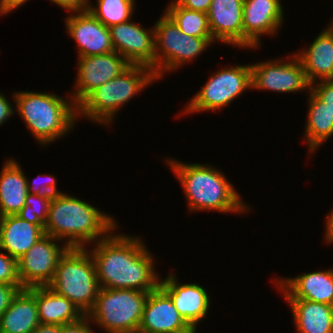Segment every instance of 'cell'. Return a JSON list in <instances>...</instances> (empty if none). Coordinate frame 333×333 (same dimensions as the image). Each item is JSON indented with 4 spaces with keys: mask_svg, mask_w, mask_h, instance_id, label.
<instances>
[{
    "mask_svg": "<svg viewBox=\"0 0 333 333\" xmlns=\"http://www.w3.org/2000/svg\"><path fill=\"white\" fill-rule=\"evenodd\" d=\"M117 228L86 247L94 261L100 287L143 292L157 289L161 275L155 269L156 255L147 249L143 237L117 232Z\"/></svg>",
    "mask_w": 333,
    "mask_h": 333,
    "instance_id": "1",
    "label": "cell"
},
{
    "mask_svg": "<svg viewBox=\"0 0 333 333\" xmlns=\"http://www.w3.org/2000/svg\"><path fill=\"white\" fill-rule=\"evenodd\" d=\"M164 160L181 184L189 213L216 211L246 215L253 211V207L242 200L236 186L230 183L218 167L208 163L182 162L176 157H167Z\"/></svg>",
    "mask_w": 333,
    "mask_h": 333,
    "instance_id": "2",
    "label": "cell"
},
{
    "mask_svg": "<svg viewBox=\"0 0 333 333\" xmlns=\"http://www.w3.org/2000/svg\"><path fill=\"white\" fill-rule=\"evenodd\" d=\"M62 193L50 203L44 232L69 247L86 248L106 238L119 226L114 216L92 203Z\"/></svg>",
    "mask_w": 333,
    "mask_h": 333,
    "instance_id": "3",
    "label": "cell"
},
{
    "mask_svg": "<svg viewBox=\"0 0 333 333\" xmlns=\"http://www.w3.org/2000/svg\"><path fill=\"white\" fill-rule=\"evenodd\" d=\"M56 93L14 90L15 114L25 123L38 145L46 147L67 136L77 123V106L67 92Z\"/></svg>",
    "mask_w": 333,
    "mask_h": 333,
    "instance_id": "4",
    "label": "cell"
},
{
    "mask_svg": "<svg viewBox=\"0 0 333 333\" xmlns=\"http://www.w3.org/2000/svg\"><path fill=\"white\" fill-rule=\"evenodd\" d=\"M157 81L155 72L149 67L131 65L116 78L90 92L77 105V120L83 117L81 119L110 127L125 103Z\"/></svg>",
    "mask_w": 333,
    "mask_h": 333,
    "instance_id": "5",
    "label": "cell"
},
{
    "mask_svg": "<svg viewBox=\"0 0 333 333\" xmlns=\"http://www.w3.org/2000/svg\"><path fill=\"white\" fill-rule=\"evenodd\" d=\"M47 286L87 315L93 309L101 288L89 250L70 247L61 257L56 273Z\"/></svg>",
    "mask_w": 333,
    "mask_h": 333,
    "instance_id": "6",
    "label": "cell"
},
{
    "mask_svg": "<svg viewBox=\"0 0 333 333\" xmlns=\"http://www.w3.org/2000/svg\"><path fill=\"white\" fill-rule=\"evenodd\" d=\"M155 74L158 80L193 62L214 45L212 37H193L181 32L163 11L154 23ZM196 58V59H195Z\"/></svg>",
    "mask_w": 333,
    "mask_h": 333,
    "instance_id": "7",
    "label": "cell"
},
{
    "mask_svg": "<svg viewBox=\"0 0 333 333\" xmlns=\"http://www.w3.org/2000/svg\"><path fill=\"white\" fill-rule=\"evenodd\" d=\"M148 294L134 289L100 288L87 316L105 333H138Z\"/></svg>",
    "mask_w": 333,
    "mask_h": 333,
    "instance_id": "8",
    "label": "cell"
},
{
    "mask_svg": "<svg viewBox=\"0 0 333 333\" xmlns=\"http://www.w3.org/2000/svg\"><path fill=\"white\" fill-rule=\"evenodd\" d=\"M249 90H252L251 64L224 66L208 76L205 84L177 115L221 111Z\"/></svg>",
    "mask_w": 333,
    "mask_h": 333,
    "instance_id": "9",
    "label": "cell"
},
{
    "mask_svg": "<svg viewBox=\"0 0 333 333\" xmlns=\"http://www.w3.org/2000/svg\"><path fill=\"white\" fill-rule=\"evenodd\" d=\"M250 64L253 90H268L282 94L304 90L307 94L310 91V83L295 52L284 58H273Z\"/></svg>",
    "mask_w": 333,
    "mask_h": 333,
    "instance_id": "10",
    "label": "cell"
},
{
    "mask_svg": "<svg viewBox=\"0 0 333 333\" xmlns=\"http://www.w3.org/2000/svg\"><path fill=\"white\" fill-rule=\"evenodd\" d=\"M69 248L61 240L45 234L17 261L21 286H47L56 273L61 257Z\"/></svg>",
    "mask_w": 333,
    "mask_h": 333,
    "instance_id": "11",
    "label": "cell"
},
{
    "mask_svg": "<svg viewBox=\"0 0 333 333\" xmlns=\"http://www.w3.org/2000/svg\"><path fill=\"white\" fill-rule=\"evenodd\" d=\"M74 90L68 92L77 106L90 92L116 78L131 64L116 51L95 56L77 57Z\"/></svg>",
    "mask_w": 333,
    "mask_h": 333,
    "instance_id": "12",
    "label": "cell"
},
{
    "mask_svg": "<svg viewBox=\"0 0 333 333\" xmlns=\"http://www.w3.org/2000/svg\"><path fill=\"white\" fill-rule=\"evenodd\" d=\"M284 18L281 0H244L243 49L257 50L264 35L278 36Z\"/></svg>",
    "mask_w": 333,
    "mask_h": 333,
    "instance_id": "13",
    "label": "cell"
},
{
    "mask_svg": "<svg viewBox=\"0 0 333 333\" xmlns=\"http://www.w3.org/2000/svg\"><path fill=\"white\" fill-rule=\"evenodd\" d=\"M114 51L131 65L149 67L155 72L154 26L145 29L131 20L109 27Z\"/></svg>",
    "mask_w": 333,
    "mask_h": 333,
    "instance_id": "14",
    "label": "cell"
},
{
    "mask_svg": "<svg viewBox=\"0 0 333 333\" xmlns=\"http://www.w3.org/2000/svg\"><path fill=\"white\" fill-rule=\"evenodd\" d=\"M64 24L67 36L76 42L77 57L114 52L109 28L89 11L69 13Z\"/></svg>",
    "mask_w": 333,
    "mask_h": 333,
    "instance_id": "15",
    "label": "cell"
},
{
    "mask_svg": "<svg viewBox=\"0 0 333 333\" xmlns=\"http://www.w3.org/2000/svg\"><path fill=\"white\" fill-rule=\"evenodd\" d=\"M171 271L160 280V287L170 296L183 319L197 332L198 325L207 318L211 297L204 286L191 282L179 283Z\"/></svg>",
    "mask_w": 333,
    "mask_h": 333,
    "instance_id": "16",
    "label": "cell"
},
{
    "mask_svg": "<svg viewBox=\"0 0 333 333\" xmlns=\"http://www.w3.org/2000/svg\"><path fill=\"white\" fill-rule=\"evenodd\" d=\"M138 333H197L180 315L170 296L159 286L149 292Z\"/></svg>",
    "mask_w": 333,
    "mask_h": 333,
    "instance_id": "17",
    "label": "cell"
},
{
    "mask_svg": "<svg viewBox=\"0 0 333 333\" xmlns=\"http://www.w3.org/2000/svg\"><path fill=\"white\" fill-rule=\"evenodd\" d=\"M273 284L283 299H305L333 305V268L311 271L295 277H275Z\"/></svg>",
    "mask_w": 333,
    "mask_h": 333,
    "instance_id": "18",
    "label": "cell"
},
{
    "mask_svg": "<svg viewBox=\"0 0 333 333\" xmlns=\"http://www.w3.org/2000/svg\"><path fill=\"white\" fill-rule=\"evenodd\" d=\"M244 0H212L207 13L215 43L243 48Z\"/></svg>",
    "mask_w": 333,
    "mask_h": 333,
    "instance_id": "19",
    "label": "cell"
},
{
    "mask_svg": "<svg viewBox=\"0 0 333 333\" xmlns=\"http://www.w3.org/2000/svg\"><path fill=\"white\" fill-rule=\"evenodd\" d=\"M301 61L307 81L333 80V32L325 26L309 47L294 51Z\"/></svg>",
    "mask_w": 333,
    "mask_h": 333,
    "instance_id": "20",
    "label": "cell"
},
{
    "mask_svg": "<svg viewBox=\"0 0 333 333\" xmlns=\"http://www.w3.org/2000/svg\"><path fill=\"white\" fill-rule=\"evenodd\" d=\"M44 235L41 227L18 215L0 218V249L17 261Z\"/></svg>",
    "mask_w": 333,
    "mask_h": 333,
    "instance_id": "21",
    "label": "cell"
},
{
    "mask_svg": "<svg viewBox=\"0 0 333 333\" xmlns=\"http://www.w3.org/2000/svg\"><path fill=\"white\" fill-rule=\"evenodd\" d=\"M0 171V216L16 215L25 205L27 177L18 160L5 158Z\"/></svg>",
    "mask_w": 333,
    "mask_h": 333,
    "instance_id": "22",
    "label": "cell"
},
{
    "mask_svg": "<svg viewBox=\"0 0 333 333\" xmlns=\"http://www.w3.org/2000/svg\"><path fill=\"white\" fill-rule=\"evenodd\" d=\"M40 324L35 286L20 290L1 315L0 333H31Z\"/></svg>",
    "mask_w": 333,
    "mask_h": 333,
    "instance_id": "23",
    "label": "cell"
},
{
    "mask_svg": "<svg viewBox=\"0 0 333 333\" xmlns=\"http://www.w3.org/2000/svg\"><path fill=\"white\" fill-rule=\"evenodd\" d=\"M296 333H333V305L305 299H284Z\"/></svg>",
    "mask_w": 333,
    "mask_h": 333,
    "instance_id": "24",
    "label": "cell"
},
{
    "mask_svg": "<svg viewBox=\"0 0 333 333\" xmlns=\"http://www.w3.org/2000/svg\"><path fill=\"white\" fill-rule=\"evenodd\" d=\"M307 115L304 124V141L310 157L322 144L333 137V113L311 91L307 93Z\"/></svg>",
    "mask_w": 333,
    "mask_h": 333,
    "instance_id": "25",
    "label": "cell"
},
{
    "mask_svg": "<svg viewBox=\"0 0 333 333\" xmlns=\"http://www.w3.org/2000/svg\"><path fill=\"white\" fill-rule=\"evenodd\" d=\"M35 302L42 324L62 326L85 316L69 299L53 292L48 286H35Z\"/></svg>",
    "mask_w": 333,
    "mask_h": 333,
    "instance_id": "26",
    "label": "cell"
},
{
    "mask_svg": "<svg viewBox=\"0 0 333 333\" xmlns=\"http://www.w3.org/2000/svg\"><path fill=\"white\" fill-rule=\"evenodd\" d=\"M164 12L184 34L193 37H212L207 13L184 8L176 0H171Z\"/></svg>",
    "mask_w": 333,
    "mask_h": 333,
    "instance_id": "27",
    "label": "cell"
},
{
    "mask_svg": "<svg viewBox=\"0 0 333 333\" xmlns=\"http://www.w3.org/2000/svg\"><path fill=\"white\" fill-rule=\"evenodd\" d=\"M136 0H96L90 3L89 12L104 26L120 24L129 21L136 9Z\"/></svg>",
    "mask_w": 333,
    "mask_h": 333,
    "instance_id": "28",
    "label": "cell"
},
{
    "mask_svg": "<svg viewBox=\"0 0 333 333\" xmlns=\"http://www.w3.org/2000/svg\"><path fill=\"white\" fill-rule=\"evenodd\" d=\"M50 203V199L28 193L25 205L16 215L32 224L38 225L44 230Z\"/></svg>",
    "mask_w": 333,
    "mask_h": 333,
    "instance_id": "29",
    "label": "cell"
},
{
    "mask_svg": "<svg viewBox=\"0 0 333 333\" xmlns=\"http://www.w3.org/2000/svg\"><path fill=\"white\" fill-rule=\"evenodd\" d=\"M26 177L28 193L37 194L51 201L55 200L63 193V191L57 188V179L54 175L40 173V175L32 181L28 179V176Z\"/></svg>",
    "mask_w": 333,
    "mask_h": 333,
    "instance_id": "30",
    "label": "cell"
},
{
    "mask_svg": "<svg viewBox=\"0 0 333 333\" xmlns=\"http://www.w3.org/2000/svg\"><path fill=\"white\" fill-rule=\"evenodd\" d=\"M0 283L21 285L18 277L17 260L0 249Z\"/></svg>",
    "mask_w": 333,
    "mask_h": 333,
    "instance_id": "31",
    "label": "cell"
},
{
    "mask_svg": "<svg viewBox=\"0 0 333 333\" xmlns=\"http://www.w3.org/2000/svg\"><path fill=\"white\" fill-rule=\"evenodd\" d=\"M310 91L333 113V80L315 82L310 85Z\"/></svg>",
    "mask_w": 333,
    "mask_h": 333,
    "instance_id": "32",
    "label": "cell"
},
{
    "mask_svg": "<svg viewBox=\"0 0 333 333\" xmlns=\"http://www.w3.org/2000/svg\"><path fill=\"white\" fill-rule=\"evenodd\" d=\"M24 289L21 285H10L0 283V318L1 315L9 308L17 293Z\"/></svg>",
    "mask_w": 333,
    "mask_h": 333,
    "instance_id": "33",
    "label": "cell"
},
{
    "mask_svg": "<svg viewBox=\"0 0 333 333\" xmlns=\"http://www.w3.org/2000/svg\"><path fill=\"white\" fill-rule=\"evenodd\" d=\"M92 322L88 318L87 315H85L80 320L65 324L61 326V333H96L94 332L93 325H91Z\"/></svg>",
    "mask_w": 333,
    "mask_h": 333,
    "instance_id": "34",
    "label": "cell"
},
{
    "mask_svg": "<svg viewBox=\"0 0 333 333\" xmlns=\"http://www.w3.org/2000/svg\"><path fill=\"white\" fill-rule=\"evenodd\" d=\"M14 91L12 93L13 103L10 102V97L6 96L3 92L0 91V127L4 125L10 117H13L15 114V99ZM13 104V105H12Z\"/></svg>",
    "mask_w": 333,
    "mask_h": 333,
    "instance_id": "35",
    "label": "cell"
},
{
    "mask_svg": "<svg viewBox=\"0 0 333 333\" xmlns=\"http://www.w3.org/2000/svg\"><path fill=\"white\" fill-rule=\"evenodd\" d=\"M56 4L58 7H62L66 12H84L88 11L90 7V0H49Z\"/></svg>",
    "mask_w": 333,
    "mask_h": 333,
    "instance_id": "36",
    "label": "cell"
},
{
    "mask_svg": "<svg viewBox=\"0 0 333 333\" xmlns=\"http://www.w3.org/2000/svg\"><path fill=\"white\" fill-rule=\"evenodd\" d=\"M182 7L208 13L212 0H176Z\"/></svg>",
    "mask_w": 333,
    "mask_h": 333,
    "instance_id": "37",
    "label": "cell"
},
{
    "mask_svg": "<svg viewBox=\"0 0 333 333\" xmlns=\"http://www.w3.org/2000/svg\"><path fill=\"white\" fill-rule=\"evenodd\" d=\"M29 0H0V16H6L17 10Z\"/></svg>",
    "mask_w": 333,
    "mask_h": 333,
    "instance_id": "38",
    "label": "cell"
},
{
    "mask_svg": "<svg viewBox=\"0 0 333 333\" xmlns=\"http://www.w3.org/2000/svg\"><path fill=\"white\" fill-rule=\"evenodd\" d=\"M324 229V241L327 245L333 244V209L329 210V213L325 219ZM330 243V244H329Z\"/></svg>",
    "mask_w": 333,
    "mask_h": 333,
    "instance_id": "39",
    "label": "cell"
},
{
    "mask_svg": "<svg viewBox=\"0 0 333 333\" xmlns=\"http://www.w3.org/2000/svg\"><path fill=\"white\" fill-rule=\"evenodd\" d=\"M31 333H61V325L40 323Z\"/></svg>",
    "mask_w": 333,
    "mask_h": 333,
    "instance_id": "40",
    "label": "cell"
},
{
    "mask_svg": "<svg viewBox=\"0 0 333 333\" xmlns=\"http://www.w3.org/2000/svg\"><path fill=\"white\" fill-rule=\"evenodd\" d=\"M330 23V24H329ZM328 23V28L333 32V18L331 20V22Z\"/></svg>",
    "mask_w": 333,
    "mask_h": 333,
    "instance_id": "41",
    "label": "cell"
}]
</instances>
